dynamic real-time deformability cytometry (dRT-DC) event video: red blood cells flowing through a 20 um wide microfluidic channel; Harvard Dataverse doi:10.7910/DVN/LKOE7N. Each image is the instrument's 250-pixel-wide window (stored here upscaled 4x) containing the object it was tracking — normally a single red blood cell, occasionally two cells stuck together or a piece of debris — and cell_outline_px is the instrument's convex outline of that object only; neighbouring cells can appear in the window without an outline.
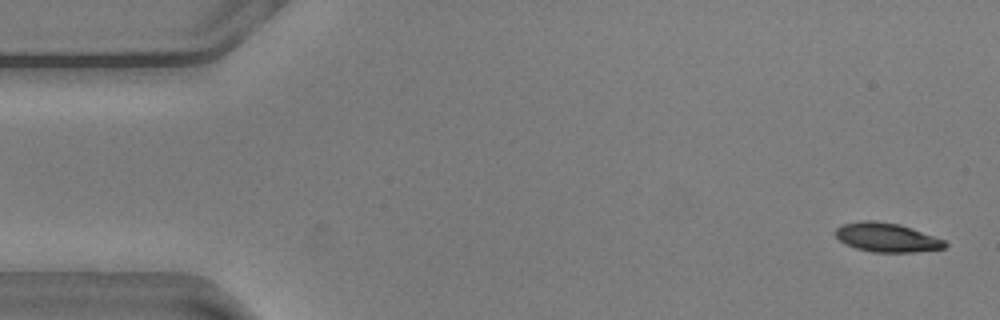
{"species": "common noctule bat (a hibernating species)", "species_latin": "Nyctalus noctula", "temperature_condition": "warm", "stored_images_in_passage": 56, "camera_frame_rate_fps": 3000, "um_per_image_px": 0.085, "animal": {"sex": "male", "body_mass_g": 20.5, "forearm_length_mm": 52.5}, "frame": {"image": 1, "passage_image": 2, "time_ms": 0.333, "image_size_px": [1000, 320], "cell_outline_px": [[948, 244], [944, 248], [912, 252], [872, 252], [856, 248], [840, 240], [836, 236], [836, 228], [840, 224], [864, 220], [876, 220], [900, 224], [912, 228], [944, 240]], "centroid_in_image_um": [75.36, 20.17], "position_along_channel_um": 9.6, "area_um2": 18.44}}
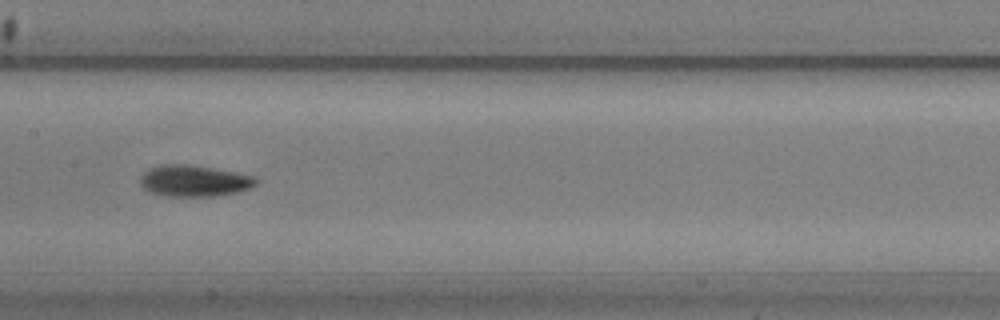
{"frame": {"image": 2, "passage_image": 27, "time_ms": 8.667, "image_size_px": [1000, 320], "cell_outline_px": [[260, 180], [256, 184], [248, 188], [236, 192], [216, 196], [164, 196], [148, 192], [140, 184], [140, 176], [148, 168], [160, 164], [188, 164], [236, 172], [256, 176]], "centroid_in_image_um": [16.48, 15.36], "position_along_channel_um": 190.9, "area_um2": 21.39}}
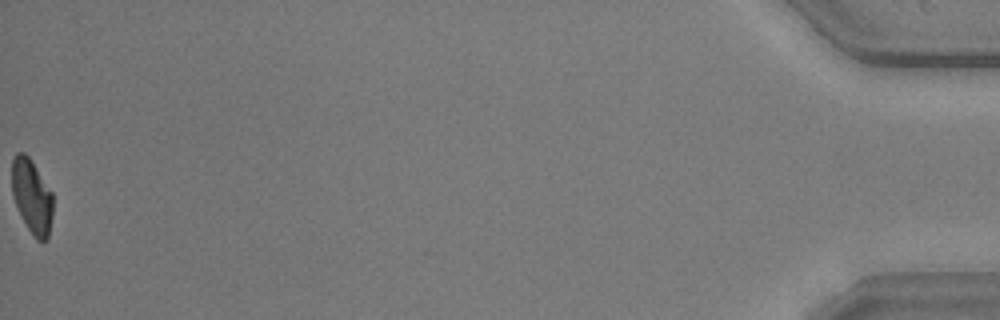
{"frame": {"image": 3, "passage_image": 56, "time_ms": 18.333, "image_size_px": [1000, 320], "cell_outline_px": [[52, 216], [48, 236], [44, 240], [36, 240], [28, 228], [12, 196], [12, 156], [16, 152], [24, 152], [28, 156], [52, 192]], "centroid_in_image_um": [2.69, 16.65], "position_along_channel_um": 432.5, "area_um2": 17.46}, "authors_computed_cell_mechanics": {"area_um2": 19.5364, "velocity_mm_per_s": 3.6196, "shape_relaxation_time_tau1_ms": 3.2483, "shape_relaxation_time_tau2_ms": 3.7787, "deformation_change_tau1": 0.1184, "deformation_change_tau2": 0.0875}}